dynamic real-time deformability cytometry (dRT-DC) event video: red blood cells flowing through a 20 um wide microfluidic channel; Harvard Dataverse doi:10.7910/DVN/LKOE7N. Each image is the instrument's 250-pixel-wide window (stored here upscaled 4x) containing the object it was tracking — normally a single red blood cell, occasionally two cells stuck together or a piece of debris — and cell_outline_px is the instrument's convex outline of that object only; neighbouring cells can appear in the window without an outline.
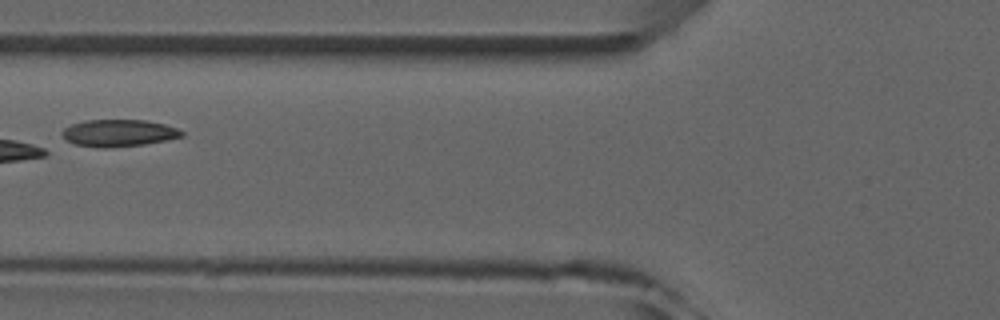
{"species": "common noctule bat (a hibernating species)", "species_latin": "Nyctalus noctula", "temperature_condition": "room temperature", "stored_images_in_passage": 4, "camera_frame_rate_fps": 3000, "um_per_image_px": 0.085, "animal": {"sex": "male", "forearm_length_mm": 52.5}, "frame": {"image": 1, "passage_image": 2, "time_ms": 1.333, "image_size_px": [1000, 320], "cell_outline_px": [[184, 136], [144, 144], [108, 148], [104, 148], [76, 144], [68, 140], [60, 132], [64, 128], [72, 124], [88, 120], [144, 120], [164, 124], [176, 128], [184, 132]], "centroid_in_image_um": [10.1, 11.3], "position_along_channel_um": 115.7, "area_um2": 18.55}}
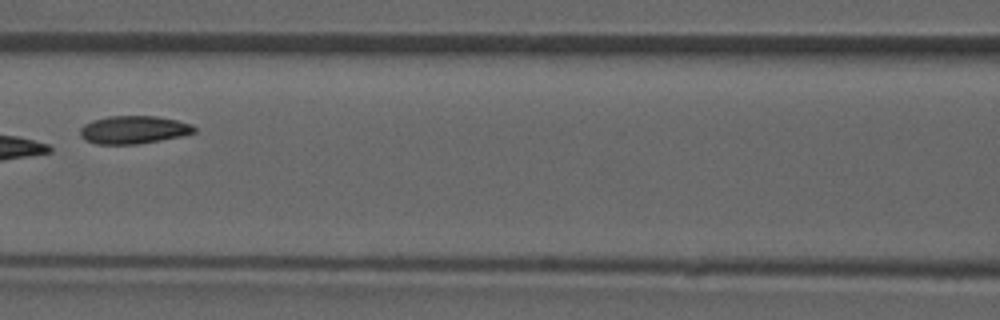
{"frame": {"image": 2, "passage_image": 3, "time_ms": 2.333, "image_size_px": [1000, 320], "cell_outline_px": [[196, 132], [180, 136], [160, 140], [136, 144], [96, 144], [84, 140], [80, 136], [80, 128], [84, 124], [92, 120], [108, 116], [156, 116], [176, 120], [192, 124], [196, 128]], "centroid_in_image_um": [11.33, 11.03], "position_along_channel_um": 155.3, "area_um2": 18.61}}